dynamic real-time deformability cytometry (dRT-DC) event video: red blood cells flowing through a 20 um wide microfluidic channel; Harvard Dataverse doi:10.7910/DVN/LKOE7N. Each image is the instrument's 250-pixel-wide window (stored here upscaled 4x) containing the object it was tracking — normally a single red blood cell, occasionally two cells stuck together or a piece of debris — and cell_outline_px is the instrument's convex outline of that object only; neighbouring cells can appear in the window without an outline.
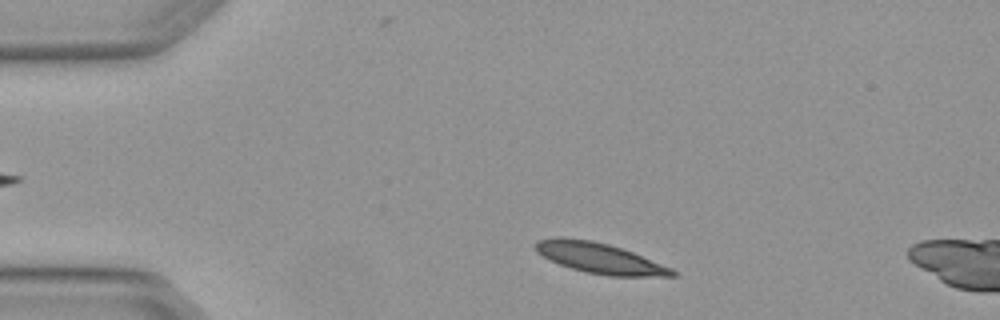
{"species": "Egyptian fruit bat (a non-hibernating species)", "species_latin": "Rousettus aegyptiacus", "temperature_condition": "warm", "stored_images_in_passage": 3, "camera_frame_rate_fps": 3000, "um_per_image_px": 0.085, "animal": {"sex": "female"}, "frame": {"image": 1, "passage_image": 1, "time_ms": 0.0, "image_size_px": [1000, 320], "cell_outline_px": [[676, 276], [608, 276], [584, 272], [548, 260], [536, 252], [536, 240], [592, 240], [608, 244], [632, 252], [672, 268], [676, 272]], "centroid_in_image_um": [51.03, 21.99], "position_along_channel_um": 34.0, "area_um2": 23.47}}